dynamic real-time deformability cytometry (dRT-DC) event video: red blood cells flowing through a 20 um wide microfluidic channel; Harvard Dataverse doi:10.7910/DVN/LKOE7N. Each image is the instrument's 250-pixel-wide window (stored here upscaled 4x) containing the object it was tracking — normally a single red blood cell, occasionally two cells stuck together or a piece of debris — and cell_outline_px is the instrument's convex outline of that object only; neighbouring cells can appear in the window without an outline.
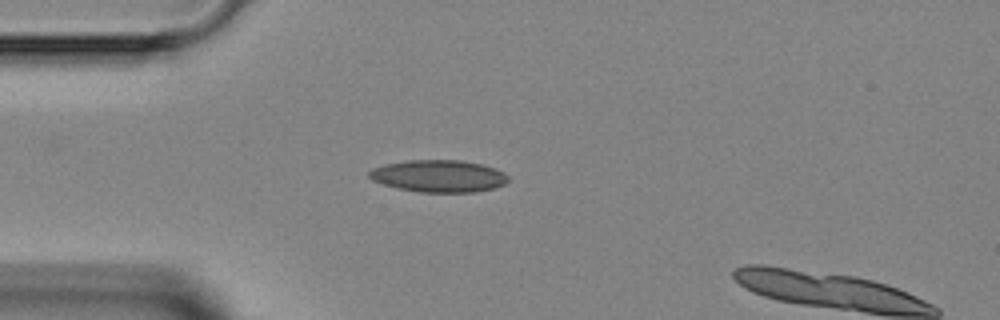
{"species": "Egyptian fruit bat (a non-hibernating species)", "species_latin": "Rousettus aegyptiacus", "temperature_condition": "room temperature", "stored_images_in_passage": 4, "camera_frame_rate_fps": 3000, "um_per_image_px": 0.085, "animal": {"sex": "female"}, "frame": {"image": 1, "passage_image": 3, "time_ms": 3.333, "image_size_px": [1000, 320], "cell_outline_px": [[508, 180], [504, 184], [492, 188], [476, 192], [420, 192], [396, 188], [372, 180], [368, 176], [368, 172], [372, 168], [384, 164], [404, 160], [460, 160], [480, 164], [496, 168], [504, 172], [508, 176]], "centroid_in_image_um": [37.26, 14.96], "position_along_channel_um": 47.7, "area_um2": 26.13}}